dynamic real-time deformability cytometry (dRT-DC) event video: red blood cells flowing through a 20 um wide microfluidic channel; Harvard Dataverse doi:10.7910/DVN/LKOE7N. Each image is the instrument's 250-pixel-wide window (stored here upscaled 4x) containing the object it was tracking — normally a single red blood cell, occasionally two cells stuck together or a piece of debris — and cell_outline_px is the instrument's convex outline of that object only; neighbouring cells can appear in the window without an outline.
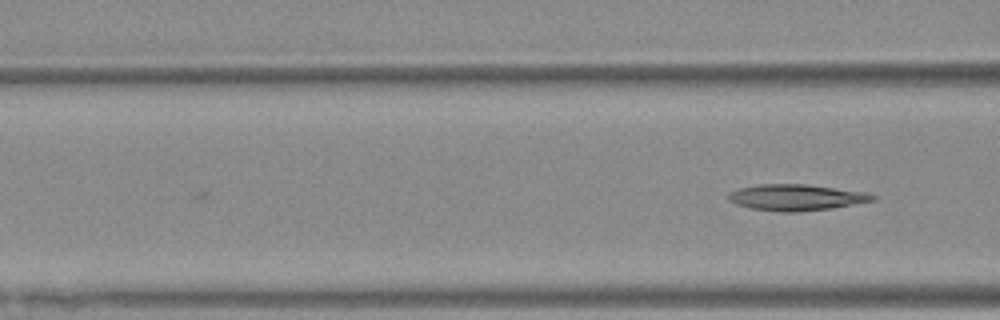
{"species": "Egyptian fruit bat (a non-hibernating species)", "species_latin": "Rousettus aegyptiacus", "temperature_condition": "warm", "stored_images_in_passage": 18, "camera_frame_rate_fps": 3000, "um_per_image_px": 0.085, "animal": {"sex": "female"}, "frame": {"image": 1, "passage_image": 18, "time_ms": 5.667, "image_size_px": [1000, 320], "cell_outline_px": [[880, 196], [876, 200], [832, 208], [796, 212], [780, 212], [752, 208], [736, 204], [728, 200], [728, 192], [740, 188], [756, 184], [804, 184], [864, 192]], "centroid_in_image_um": [67.68, 16.78], "position_along_channel_um": 98.9, "area_um2": 21.96}}